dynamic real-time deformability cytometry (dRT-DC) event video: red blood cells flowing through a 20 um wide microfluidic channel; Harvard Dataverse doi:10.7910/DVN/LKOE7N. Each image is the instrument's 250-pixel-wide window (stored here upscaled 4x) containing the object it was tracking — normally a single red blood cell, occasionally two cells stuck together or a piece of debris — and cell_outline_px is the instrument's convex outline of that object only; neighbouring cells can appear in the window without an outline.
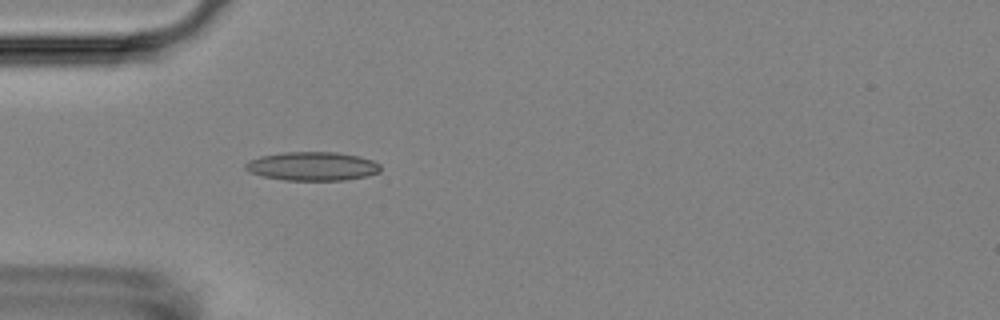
{"species": "Egyptian fruit bat (a non-hibernating species)", "species_latin": "Rousettus aegyptiacus", "temperature_condition": "room temperature", "stored_images_in_passage": 2, "camera_frame_rate_fps": 3000, "um_per_image_px": 0.085, "animal": {"sex": "female"}, "frame": {"image": 1, "passage_image": 2, "time_ms": 2.333, "image_size_px": [1000, 320], "cell_outline_px": [[380, 172], [368, 176], [344, 180], [284, 180], [264, 176], [252, 172], [244, 168], [244, 164], [248, 160], [260, 156], [284, 152], [336, 152], [360, 156], [372, 160], [380, 164]], "centroid_in_image_um": [26.57, 14.12], "position_along_channel_um": 58.4, "area_um2": 22.66}}